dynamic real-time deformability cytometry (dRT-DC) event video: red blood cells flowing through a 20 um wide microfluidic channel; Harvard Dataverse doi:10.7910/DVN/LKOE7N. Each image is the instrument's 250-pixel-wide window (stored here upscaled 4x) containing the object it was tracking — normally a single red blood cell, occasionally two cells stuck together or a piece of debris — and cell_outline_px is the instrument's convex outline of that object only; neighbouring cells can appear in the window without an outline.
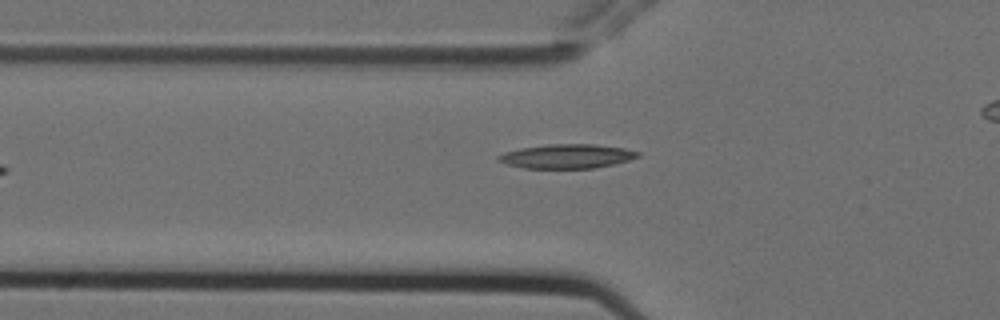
{"species": "Egyptian fruit bat (a non-hibernating species)", "species_latin": "Rousettus aegyptiacus", "temperature_condition": "cold", "stored_images_in_passage": 8, "segment_of_instrument_passage": [1, 2], "camera_frame_rate_fps": 3000, "um_per_image_px": 0.085, "animal": {"sex": "female"}, "frame": {"image": 1, "passage_image": 7, "time_ms": 2.0, "image_size_px": [1000, 320], "cell_outline_px": [[640, 156], [628, 160], [612, 164], [592, 168], [524, 168], [508, 164], [496, 160], [496, 156], [504, 152], [520, 148], [548, 144], [592, 144], [624, 148], [640, 152]], "centroid_in_image_um": [48.15, 13.27], "position_along_channel_um": 77.6, "area_um2": 19.54}}